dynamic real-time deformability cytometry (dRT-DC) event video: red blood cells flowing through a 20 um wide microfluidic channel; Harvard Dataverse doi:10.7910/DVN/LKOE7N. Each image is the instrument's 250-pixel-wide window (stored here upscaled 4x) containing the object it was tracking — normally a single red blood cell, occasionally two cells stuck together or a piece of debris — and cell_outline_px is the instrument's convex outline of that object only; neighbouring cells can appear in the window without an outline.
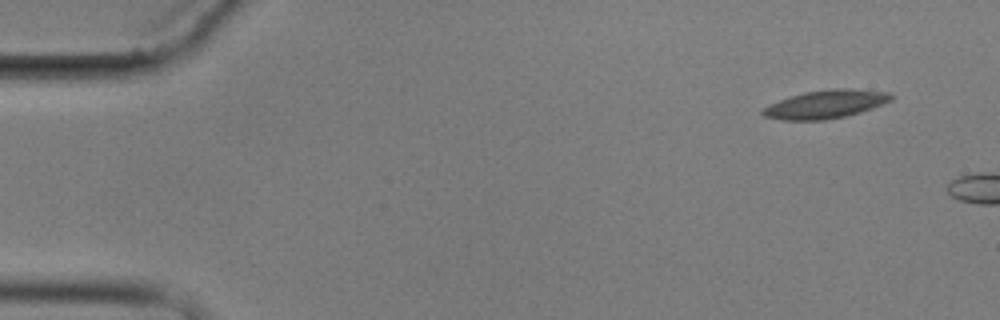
{"species": "common noctule bat (a hibernating species)", "species_latin": "Nyctalus noctula", "temperature_condition": "cold", "stored_images_in_passage": 4, "camera_frame_rate_fps": 3000, "um_per_image_px": 0.085, "animal": {"sex": "male", "body_mass_g": 17.9}, "frame": {"image": 1, "passage_image": 1, "time_ms": 0.0, "image_size_px": [1000, 320], "cell_outline_px": [[896, 96], [892, 100], [872, 108], [860, 112], [844, 116], [824, 120], [784, 120], [764, 116], [760, 112], [760, 108], [768, 104], [804, 92], [832, 88], [852, 88], [888, 92]], "centroid_in_image_um": [70.18, 8.85], "position_along_channel_um": 14.8, "area_um2": 21.27}}